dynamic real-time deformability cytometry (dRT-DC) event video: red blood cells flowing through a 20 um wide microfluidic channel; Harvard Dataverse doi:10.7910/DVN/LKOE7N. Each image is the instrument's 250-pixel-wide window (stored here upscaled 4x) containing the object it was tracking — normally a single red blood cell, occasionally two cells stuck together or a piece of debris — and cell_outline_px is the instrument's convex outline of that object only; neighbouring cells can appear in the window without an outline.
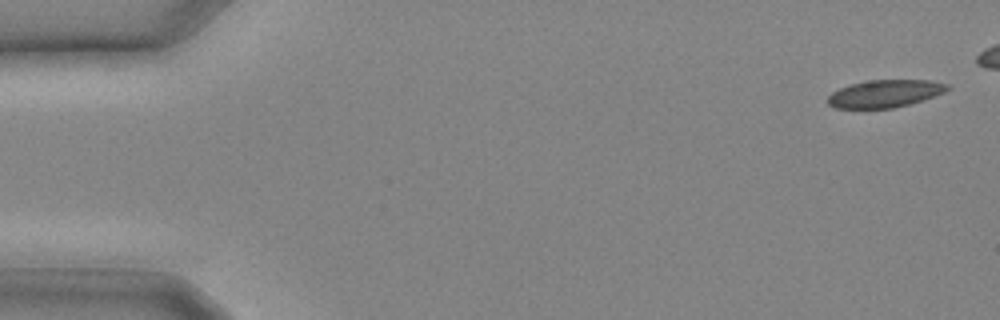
{"species": "common noctule bat (a hibernating species)", "species_latin": "Nyctalus noctula", "temperature_condition": "cold", "stored_images_in_passage": 23, "camera_frame_rate_fps": 3000, "um_per_image_px": 0.085, "animal": {"sex": "male", "body_mass_g": 20.4}, "frame": {"image": 1, "passage_image": 1, "time_ms": 0.0, "image_size_px": [1000, 320], "cell_outline_px": [[952, 88], [944, 92], [908, 104], [892, 108], [836, 108], [828, 104], [828, 96], [832, 92], [840, 88], [852, 84], [868, 80], [928, 80], [948, 84]], "centroid_in_image_um": [75.21, 7.95], "position_along_channel_um": 9.8, "area_um2": 18.9}}
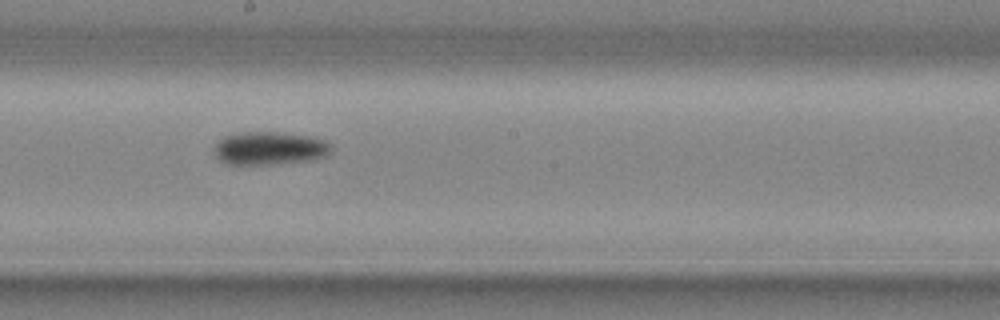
{"frame": {"image": 2, "passage_image": 15, "time_ms": 4.667, "image_size_px": [1000, 320], "cell_outline_px": [[332, 152], [328, 156], [316, 160], [272, 164], [228, 164], [220, 160], [212, 152], [212, 148], [224, 136], [244, 132], [276, 132], [312, 136], [324, 140], [332, 148]], "centroid_in_image_um": [22.94, 12.61], "position_along_channel_um": 225.3, "area_um2": 22.83}}
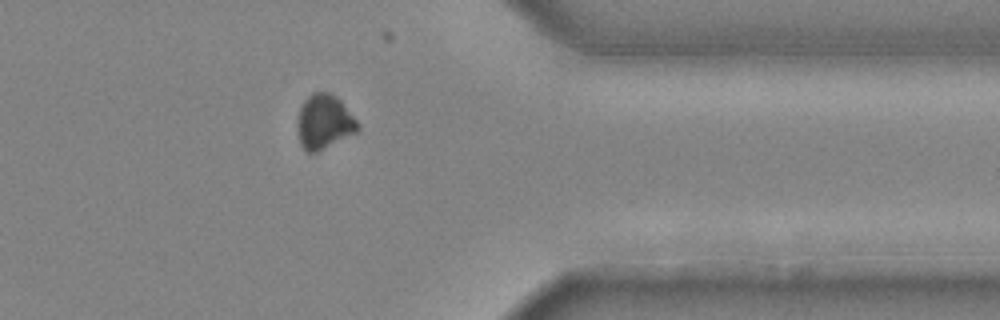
{"frame": {"image": 3, "passage_image": 22, "time_ms": 7.0, "image_size_px": [1000, 320], "cell_outline_px": [[360, 132], [316, 152], [308, 152], [300, 144], [296, 124], [300, 108], [304, 100], [312, 92], [332, 92], [340, 100], [360, 124]], "centroid_in_image_um": [27.57, 10.35], "position_along_channel_um": 383.8, "area_um2": 19.42}}